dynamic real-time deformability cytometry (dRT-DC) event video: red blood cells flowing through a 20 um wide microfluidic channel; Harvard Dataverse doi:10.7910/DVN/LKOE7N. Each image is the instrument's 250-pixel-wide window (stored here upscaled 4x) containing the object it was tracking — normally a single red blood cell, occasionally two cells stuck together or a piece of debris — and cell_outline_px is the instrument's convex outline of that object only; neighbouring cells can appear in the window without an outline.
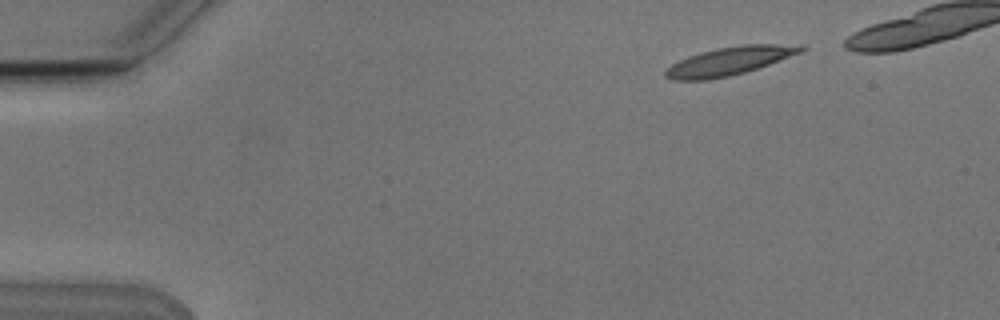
{"species": "Egyptian fruit bat (a non-hibernating species)", "species_latin": "Rousettus aegyptiacus", "temperature_condition": "cold", "stored_images_in_passage": 4, "camera_frame_rate_fps": 3000, "um_per_image_px": 0.085, "animal": {"sex": "male"}, "frame": {"image": 1, "passage_image": 4, "time_ms": 3.667, "image_size_px": [1000, 320], "cell_outline_px": [[808, 48], [800, 52], [768, 64], [744, 72], [728, 76], [708, 80], [676, 80], [664, 76], [664, 72], [672, 64], [688, 56], [700, 52], [716, 48], [744, 44], [804, 44]], "centroid_in_image_um": [62.01, 5.17], "position_along_channel_um": 23.0, "area_um2": 22.14}}